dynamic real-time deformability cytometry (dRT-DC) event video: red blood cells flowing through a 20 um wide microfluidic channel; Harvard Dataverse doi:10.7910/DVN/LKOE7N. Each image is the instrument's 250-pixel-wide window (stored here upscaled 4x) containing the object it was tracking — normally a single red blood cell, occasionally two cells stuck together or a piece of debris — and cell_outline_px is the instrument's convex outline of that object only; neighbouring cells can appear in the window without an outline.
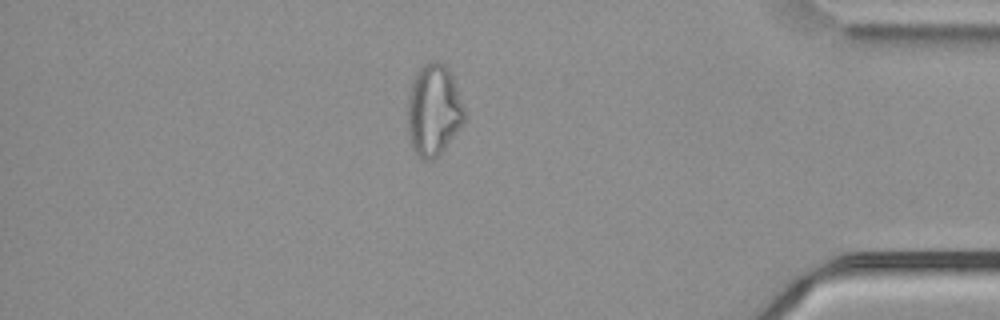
{"species": "common noctule bat (a hibernating species)", "species_latin": "Nyctalus noctula", "temperature_condition": "cold", "stored_images_in_passage": 55, "camera_frame_rate_fps": 3000, "um_per_image_px": 0.085, "animal": {"sex": "male", "body_mass_g": 21.5, "forearm_length_mm": 52.0}, "frame": {"image": 1, "passage_image": 47, "time_ms": 15.333, "image_size_px": [1000, 320], "cell_outline_px": [[464, 120], [456, 132], [444, 148], [432, 160], [424, 160], [416, 156], [412, 152], [408, 136], [408, 96], [416, 72], [424, 64], [432, 60], [436, 60], [444, 64], [448, 68], [452, 76], [464, 108]], "centroid_in_image_um": [36.82, 9.37], "position_along_channel_um": 398.4, "area_um2": 30.11}}